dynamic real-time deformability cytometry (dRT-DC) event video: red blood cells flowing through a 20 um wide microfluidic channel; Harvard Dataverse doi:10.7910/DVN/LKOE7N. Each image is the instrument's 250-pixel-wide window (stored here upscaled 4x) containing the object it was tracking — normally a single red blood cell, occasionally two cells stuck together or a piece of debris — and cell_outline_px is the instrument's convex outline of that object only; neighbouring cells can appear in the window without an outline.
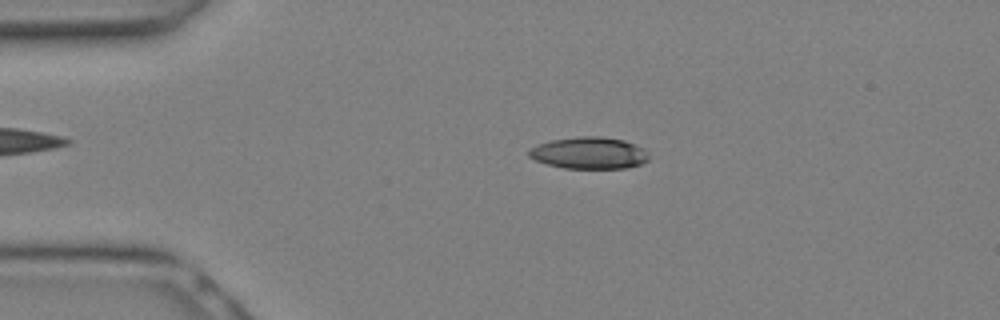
{"species": "Egyptian fruit bat (a non-hibernating species)", "species_latin": "Rousettus aegyptiacus", "temperature_condition": "warm", "stored_images_in_passage": 26, "camera_frame_rate_fps": 3000, "um_per_image_px": 0.085, "animal": {"sex": "female"}, "frame": {"image": 1, "passage_image": 4, "time_ms": 1.0, "image_size_px": [1000, 320], "cell_outline_px": [[648, 160], [640, 164], [628, 168], [564, 168], [548, 164], [536, 160], [528, 156], [528, 148], [552, 140], [580, 136], [600, 136], [624, 140], [636, 144], [644, 148], [648, 152]], "centroid_in_image_um": [50.1, 13.0], "position_along_channel_um": 34.9, "area_um2": 22.25}}
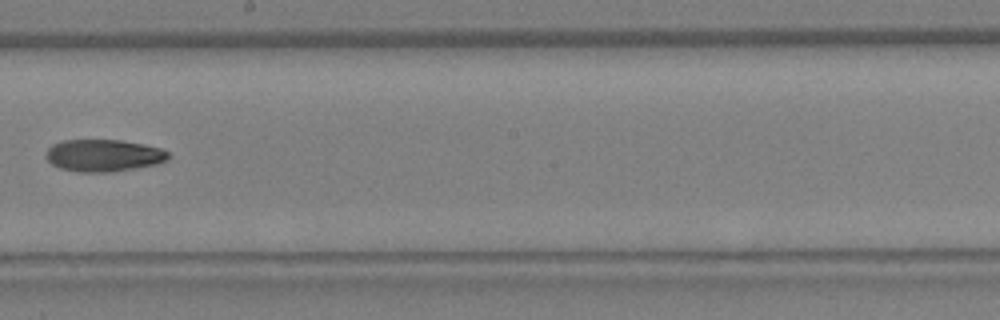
{"frame": {"image": 2, "passage_image": 14, "time_ms": 4.333, "image_size_px": [1000, 320], "cell_outline_px": [[172, 156], [168, 160], [156, 164], [108, 172], [76, 172], [60, 168], [52, 164], [48, 160], [48, 148], [52, 144], [64, 140], [120, 140], [144, 144], [160, 148], [168, 152]], "centroid_in_image_um": [8.83, 13.21], "position_along_channel_um": 239.4, "area_um2": 22.77}}
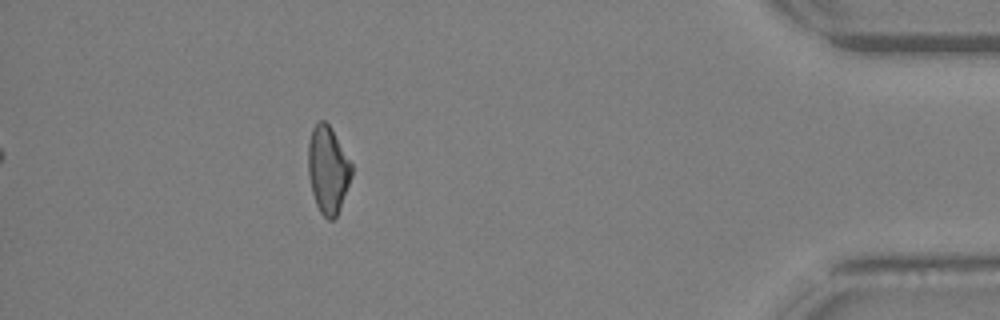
{"frame": {"image": 3, "passage_image": 23, "time_ms": 7.333, "image_size_px": [1000, 320], "cell_outline_px": [[352, 176], [340, 208], [336, 216], [332, 220], [328, 220], [320, 212], [316, 204], [312, 192], [308, 176], [308, 144], [312, 128], [316, 120], [324, 120], [328, 124], [352, 164]], "centroid_in_image_um": [27.85, 14.42], "position_along_channel_um": 407.3, "area_um2": 22.02}}